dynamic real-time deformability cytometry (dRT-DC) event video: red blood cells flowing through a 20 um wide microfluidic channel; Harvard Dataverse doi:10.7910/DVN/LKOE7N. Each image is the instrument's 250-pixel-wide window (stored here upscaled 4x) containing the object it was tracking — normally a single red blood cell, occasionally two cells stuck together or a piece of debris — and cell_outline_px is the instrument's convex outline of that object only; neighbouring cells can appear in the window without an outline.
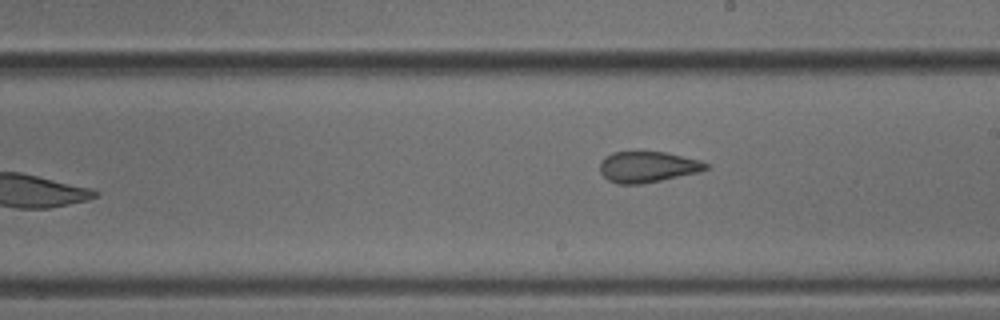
{"species": "common noctule bat (a hibernating species)", "species_latin": "Nyctalus noctula", "temperature_condition": "cold", "stored_images_in_passage": 7, "camera_frame_rate_fps": 3000, "um_per_image_px": 0.085, "animal": {"sex": "male", "body_mass_g": 18.8}, "frame": {"image": 1, "passage_image": 7, "time_ms": 2.0, "image_size_px": [1000, 320], "cell_outline_px": [[708, 168], [700, 172], [640, 184], [616, 184], [608, 180], [600, 172], [600, 160], [604, 156], [612, 152], [664, 152], [700, 160], [708, 164]], "centroid_in_image_um": [55.01, 14.18], "position_along_channel_um": 234.0, "area_um2": 19.07}}